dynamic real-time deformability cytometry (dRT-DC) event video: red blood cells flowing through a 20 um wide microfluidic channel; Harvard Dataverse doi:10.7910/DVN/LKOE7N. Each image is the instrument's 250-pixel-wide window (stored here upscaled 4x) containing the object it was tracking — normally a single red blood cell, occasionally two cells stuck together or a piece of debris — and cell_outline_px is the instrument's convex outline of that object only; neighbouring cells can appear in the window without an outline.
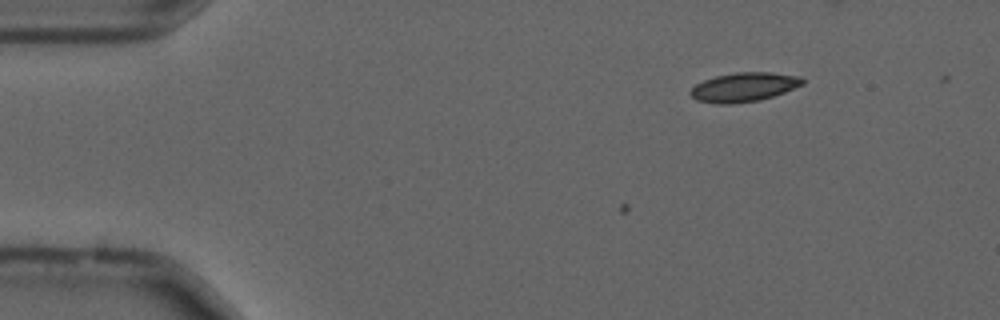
{"species": "common noctule bat (a hibernating species)", "species_latin": "Nyctalus noctula", "temperature_condition": "cold", "stored_images_in_passage": 3, "camera_frame_rate_fps": 3000, "um_per_image_px": 0.085, "animal": {"sex": "male", "forearm_length_mm": 52.5}, "frame": {"image": 1, "passage_image": 1, "time_ms": 0.0, "image_size_px": [1000, 320], "cell_outline_px": [[804, 84], [784, 92], [760, 100], [732, 104], [720, 104], [696, 100], [688, 92], [696, 84], [704, 80], [716, 76], [736, 72], [772, 72], [800, 76], [804, 80]], "centroid_in_image_um": [63.24, 7.4], "position_along_channel_um": 21.8, "area_um2": 19.02}}